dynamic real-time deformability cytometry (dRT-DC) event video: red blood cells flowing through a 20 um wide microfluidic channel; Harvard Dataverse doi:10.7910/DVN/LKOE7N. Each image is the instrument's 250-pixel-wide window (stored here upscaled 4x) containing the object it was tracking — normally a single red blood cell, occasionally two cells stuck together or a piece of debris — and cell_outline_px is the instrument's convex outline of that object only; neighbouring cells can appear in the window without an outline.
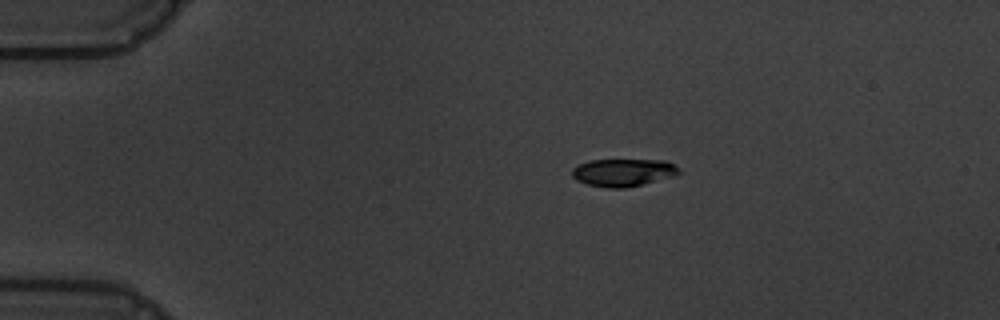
{"species": "common noctule bat (a hibernating species)", "species_latin": "Nyctalus noctula", "temperature_condition": "warm", "stored_images_in_passage": 4, "camera_frame_rate_fps": 3000, "um_per_image_px": 0.085, "animal": {"sex": "male", "body_mass_g": 19.5, "forearm_length_mm": 54.6}, "frame": {"image": 1, "passage_image": 1, "time_ms": 0.0, "image_size_px": [1000, 320], "cell_outline_px": [[680, 172], [676, 176], [624, 188], [608, 188], [588, 184], [576, 180], [572, 176], [572, 168], [588, 160], [668, 160], [680, 168]], "centroid_in_image_um": [53.0, 14.65], "position_along_channel_um": 32.0, "area_um2": 17.28}}